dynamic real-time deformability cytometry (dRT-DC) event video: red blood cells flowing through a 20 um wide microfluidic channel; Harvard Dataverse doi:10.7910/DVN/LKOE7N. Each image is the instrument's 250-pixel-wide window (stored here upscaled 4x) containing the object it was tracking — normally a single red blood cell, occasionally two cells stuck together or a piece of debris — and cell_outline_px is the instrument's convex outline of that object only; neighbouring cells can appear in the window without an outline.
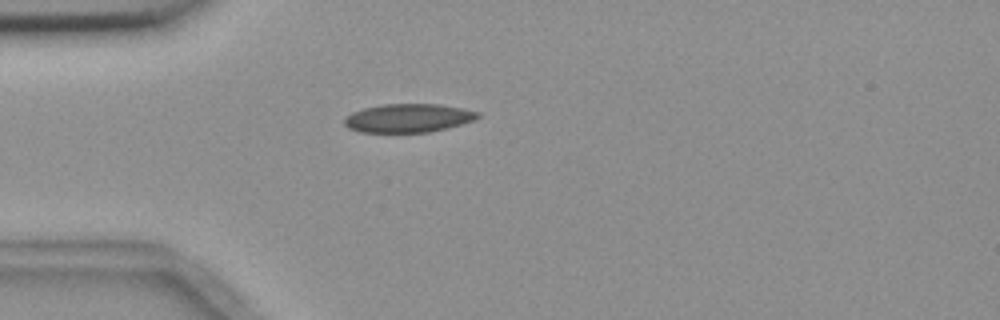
{"species": "common noctule bat (a hibernating species)", "species_latin": "Nyctalus noctula", "temperature_condition": "room temperature", "stored_images_in_passage": 1, "camera_frame_rate_fps": 3000, "um_per_image_px": 0.085, "animal": {"sex": "female", "body_mass_g": 18.4}, "frame": {"image": 1, "passage_image": 1, "time_ms": 0.0, "image_size_px": [1000, 320], "cell_outline_px": [[480, 116], [476, 120], [448, 128], [428, 132], [360, 132], [348, 128], [344, 124], [344, 120], [352, 112], [364, 108], [384, 104], [436, 104], [460, 108], [480, 112]], "centroid_in_image_um": [34.72, 10.04], "position_along_channel_um": 50.3, "area_um2": 22.14}}